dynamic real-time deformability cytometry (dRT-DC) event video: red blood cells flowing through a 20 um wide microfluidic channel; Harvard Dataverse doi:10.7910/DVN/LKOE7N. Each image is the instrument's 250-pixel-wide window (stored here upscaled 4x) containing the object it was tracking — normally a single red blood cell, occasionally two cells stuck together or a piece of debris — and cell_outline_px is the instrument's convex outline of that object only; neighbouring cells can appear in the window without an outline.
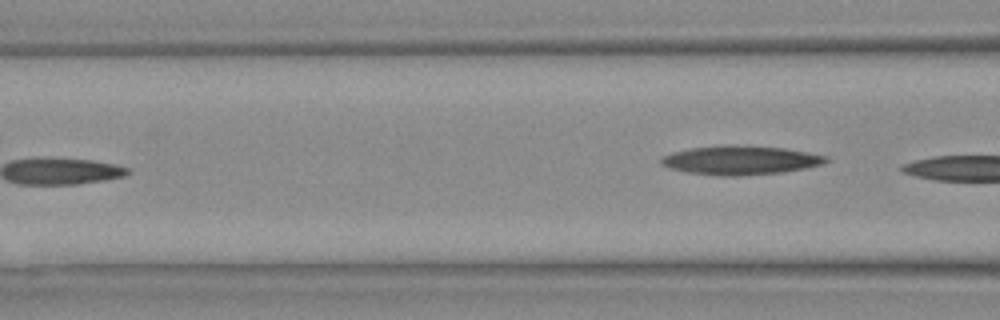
{"species": "Egyptian fruit bat (a non-hibernating species)", "species_latin": "Rousettus aegyptiacus", "temperature_condition": "warm", "stored_images_in_passage": 7, "segment_of_instrument_passage": [2, 2], "camera_frame_rate_fps": 3000, "um_per_image_px": 0.085, "animal": {"sex": "female"}, "frame": {"image": 1, "passage_image": 7, "time_ms": 2.0, "image_size_px": [1000, 320], "cell_outline_px": [[832, 160], [824, 164], [804, 168], [780, 172], [736, 176], [724, 176], [688, 172], [672, 168], [660, 164], [660, 160], [664, 156], [672, 152], [692, 148], [784, 148], [808, 152], [828, 156]], "centroid_in_image_um": [63.01, 13.66], "position_along_channel_um": 103.6, "area_um2": 26.36}}